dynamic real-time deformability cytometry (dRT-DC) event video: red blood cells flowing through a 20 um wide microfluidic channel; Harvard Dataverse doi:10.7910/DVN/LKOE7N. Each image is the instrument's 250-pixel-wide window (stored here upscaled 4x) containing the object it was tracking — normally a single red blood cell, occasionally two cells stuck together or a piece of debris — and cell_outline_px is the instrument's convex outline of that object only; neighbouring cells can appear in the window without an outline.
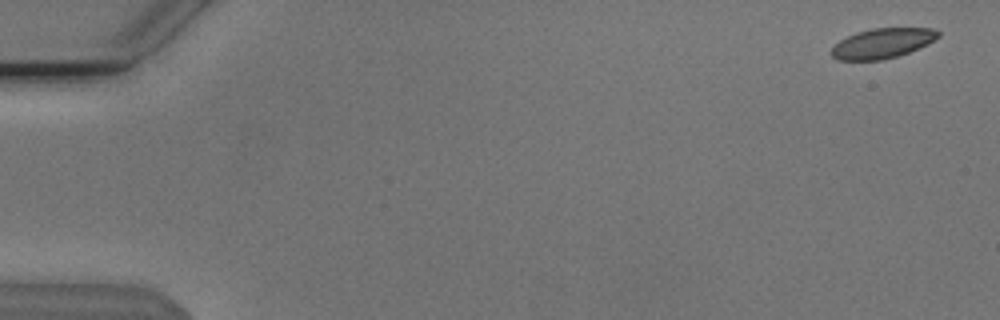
{"species": "Egyptian fruit bat (a non-hibernating species)", "species_latin": "Rousettus aegyptiacus", "temperature_condition": "cold", "stored_images_in_passage": 5, "camera_frame_rate_fps": 3000, "um_per_image_px": 0.085, "animal": {"sex": "male"}, "frame": {"image": 1, "passage_image": 1, "time_ms": 0.0, "image_size_px": [1000, 320], "cell_outline_px": [[940, 36], [928, 44], [908, 52], [896, 56], [880, 60], [836, 60], [828, 52], [840, 40], [856, 32], [872, 28], [932, 28], [940, 32]], "centroid_in_image_um": [74.98, 3.68], "position_along_channel_um": 10.0, "area_um2": 18.61}}